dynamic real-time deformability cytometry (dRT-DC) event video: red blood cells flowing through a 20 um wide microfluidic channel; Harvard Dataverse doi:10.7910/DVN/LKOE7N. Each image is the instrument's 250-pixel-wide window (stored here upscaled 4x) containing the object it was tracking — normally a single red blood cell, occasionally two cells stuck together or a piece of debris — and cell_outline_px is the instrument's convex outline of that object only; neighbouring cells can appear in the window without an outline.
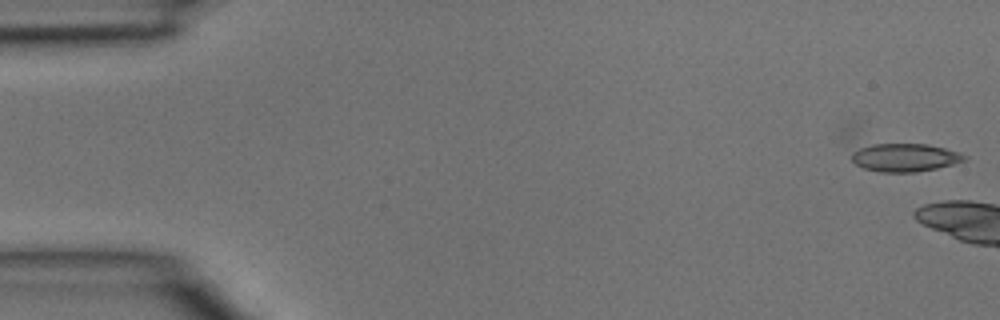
{"species": "common noctule bat (a hibernating species)", "species_latin": "Nyctalus noctula", "temperature_condition": "room temperature", "stored_images_in_passage": 5, "camera_frame_rate_fps": 3000, "um_per_image_px": 0.085, "animal": {"sex": "male", "body_mass_g": 15.6}, "frame": {"image": 1, "passage_image": 5, "time_ms": 1.333, "image_size_px": [1000, 320], "cell_outline_px": [[968, 156], [964, 160], [952, 164], [936, 168], [916, 172], [880, 172], [864, 168], [856, 164], [852, 160], [840, 140], [840, 136], [844, 128], [848, 128], [928, 144], [960, 152]], "centroid_in_image_um": [76.09, 13.0], "position_along_channel_um": 8.9, "area_um2": 24.8}}